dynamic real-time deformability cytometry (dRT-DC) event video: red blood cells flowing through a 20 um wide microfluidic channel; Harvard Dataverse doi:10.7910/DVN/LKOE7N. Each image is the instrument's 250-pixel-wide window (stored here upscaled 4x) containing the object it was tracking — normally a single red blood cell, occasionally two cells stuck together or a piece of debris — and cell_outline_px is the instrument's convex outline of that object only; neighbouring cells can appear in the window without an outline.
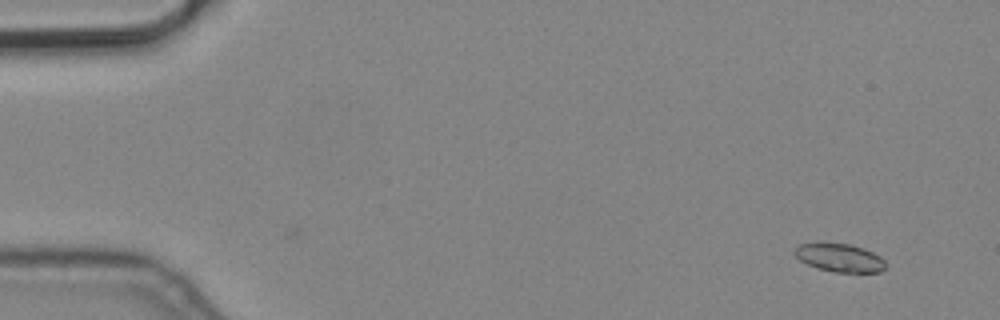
{"species": "common noctule bat (a hibernating species)", "species_latin": "Nyctalus noctula", "temperature_condition": "cold", "stored_images_in_passage": 5, "camera_frame_rate_fps": 3000, "um_per_image_px": 0.085, "animal": {"sex": "male", "body_mass_g": 19.2, "forearm_length_mm": 51.8}, "frame": {"image": 1, "passage_image": 1, "time_ms": 0.0, "image_size_px": [1000, 320], "cell_outline_px": [[888, 268], [880, 272], [836, 272], [816, 268], [800, 260], [792, 252], [800, 244], [848, 244], [864, 248], [880, 256], [884, 260]], "centroid_in_image_um": [71.42, 21.93], "position_along_channel_um": 13.6, "area_um2": 14.8}}
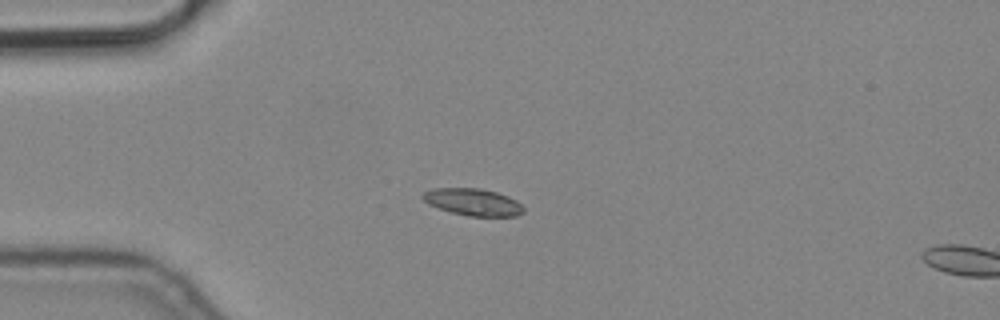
{"frame": {"image": 2, "passage_image": 4, "time_ms": 1.0, "image_size_px": [1000, 320], "cell_outline_px": [[524, 212], [516, 216], [468, 216], [452, 212], [428, 204], [420, 196], [424, 192], [432, 188], [480, 188], [496, 192], [508, 196], [516, 200], [524, 208]], "centroid_in_image_um": [40.2, 17.17], "position_along_channel_um": 44.8, "area_um2": 15.84}}